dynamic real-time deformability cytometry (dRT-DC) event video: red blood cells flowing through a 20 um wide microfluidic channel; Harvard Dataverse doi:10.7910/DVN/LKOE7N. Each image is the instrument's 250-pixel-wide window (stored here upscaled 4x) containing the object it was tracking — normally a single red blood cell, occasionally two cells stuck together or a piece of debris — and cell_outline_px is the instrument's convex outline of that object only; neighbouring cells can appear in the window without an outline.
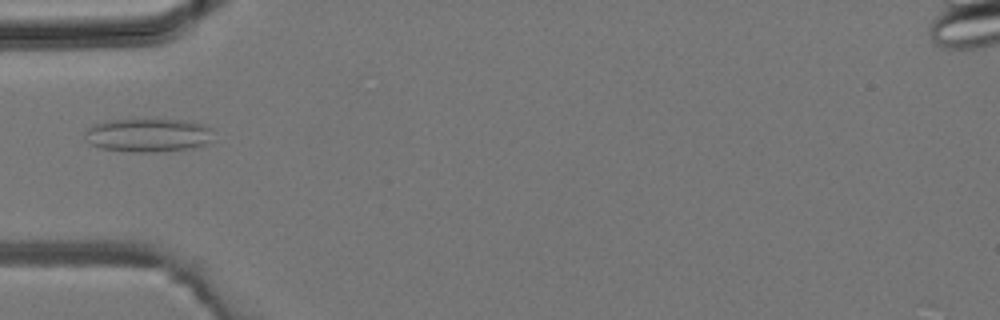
{"species": "common noctule bat (a hibernating species)", "species_latin": "Nyctalus noctula", "temperature_condition": "room temperature", "stored_images_in_passage": 5, "camera_frame_rate_fps": 3000, "um_per_image_px": 0.085, "animal": {"sex": "male", "body_mass_g": 19.2, "forearm_length_mm": 51.8}, "frame": {"image": 1, "passage_image": 5, "time_ms": 1.333, "image_size_px": [1000, 320], "cell_outline_px": [[212, 140], [204, 144], [192, 148], [152, 152], [132, 152], [100, 148], [92, 144], [88, 140], [84, 132], [84, 128], [96, 124], [112, 120], [180, 120], [204, 124], [212, 128]], "centroid_in_image_um": [12.6, 11.49], "position_along_channel_um": 72.4, "area_um2": 24.91}}